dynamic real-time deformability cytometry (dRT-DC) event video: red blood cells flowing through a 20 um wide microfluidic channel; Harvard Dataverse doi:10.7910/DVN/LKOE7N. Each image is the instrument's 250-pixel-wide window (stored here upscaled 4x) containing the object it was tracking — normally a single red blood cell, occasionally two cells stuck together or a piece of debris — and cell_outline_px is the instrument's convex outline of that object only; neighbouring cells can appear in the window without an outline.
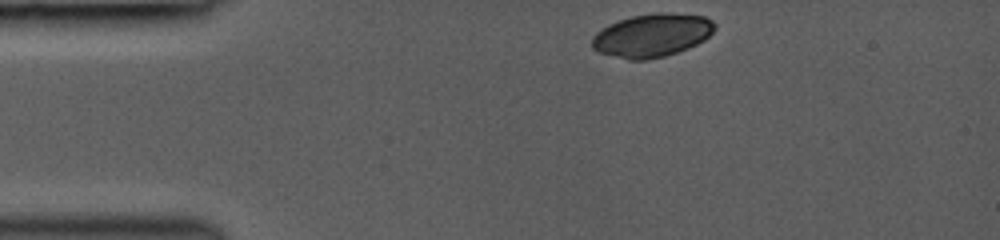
{"species": "common noctule bat (a hibernating species)", "species_latin": "Nyctalus noctula", "temperature_condition": "room temperature", "stored_images_in_passage": 34, "camera_frame_rate_fps": 3000, "um_per_image_px": 0.085, "animal": {"sex": "female", "body_mass_g": 19.0, "forearm_length_mm": 53.3}, "frame": {"image": 1, "passage_image": 1, "time_ms": 0.0, "image_size_px": [1000, 240], "cell_outline_px": [[716, 28], [704, 40], [688, 48], [664, 56], [644, 60], [628, 60], [600, 52], [592, 48], [592, 36], [596, 32], [608, 24], [616, 20], [632, 16], [652, 12], [668, 12], [704, 16], [712, 20], [716, 24]], "centroid_in_image_um": [55.41, 2.98], "position_along_channel_um": 29.6, "area_um2": 31.1}}
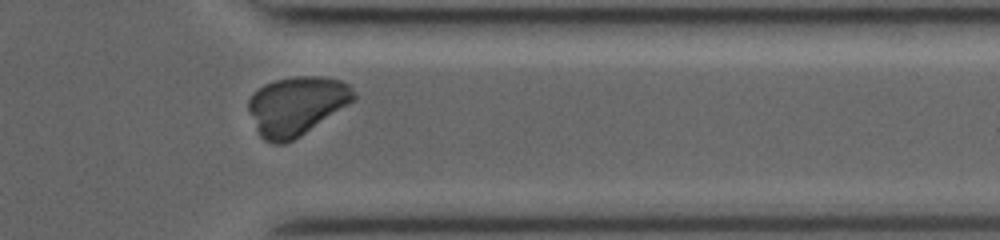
{"frame": {"image": 2, "passage_image": 30, "time_ms": 9.667, "image_size_px": [1000, 240], "cell_outline_px": [[356, 100], [300, 136], [284, 144], [272, 144], [264, 140], [260, 136], [256, 128], [248, 108], [248, 100], [264, 84], [276, 80], [296, 76], [324, 76], [340, 80], [348, 84], [356, 92]], "centroid_in_image_um": [25.24, 8.99], "position_along_channel_um": 386.2, "area_um2": 36.01}}